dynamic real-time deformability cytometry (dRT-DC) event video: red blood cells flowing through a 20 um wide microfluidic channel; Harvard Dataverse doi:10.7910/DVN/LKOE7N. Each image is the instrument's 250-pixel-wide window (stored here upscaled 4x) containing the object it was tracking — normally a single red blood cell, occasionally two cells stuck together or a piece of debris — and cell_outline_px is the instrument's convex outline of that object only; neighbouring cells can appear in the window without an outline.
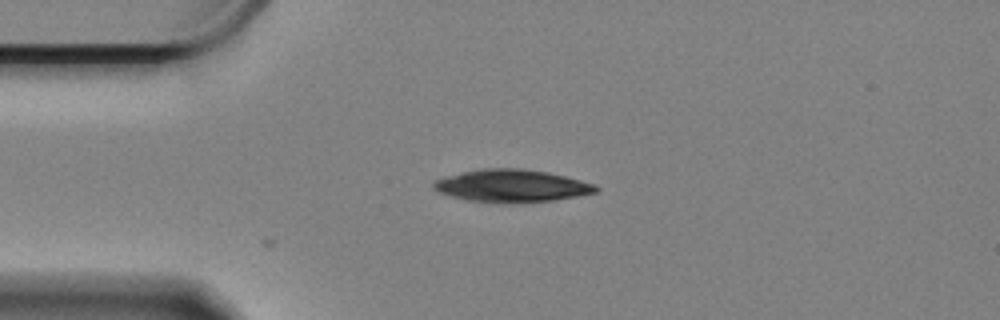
{"species": "Egyptian fruit bat (a non-hibernating species)", "species_latin": "Rousettus aegyptiacus", "temperature_condition": "cold", "stored_images_in_passage": 4, "camera_frame_rate_fps": 3000, "um_per_image_px": 0.085, "animal": {"sex": "female"}, "frame": {"image": 1, "passage_image": 1, "time_ms": 0.0, "image_size_px": [1000, 320], "cell_outline_px": [[600, 188], [596, 192], [576, 196], [552, 200], [504, 204], [500, 204], [468, 200], [448, 196], [432, 188], [432, 184], [436, 180], [448, 176], [464, 172], [484, 168], [524, 168], [548, 172], [580, 180], [592, 184]], "centroid_in_image_um": [43.46, 15.8], "position_along_channel_um": 41.5, "area_um2": 30.69}}